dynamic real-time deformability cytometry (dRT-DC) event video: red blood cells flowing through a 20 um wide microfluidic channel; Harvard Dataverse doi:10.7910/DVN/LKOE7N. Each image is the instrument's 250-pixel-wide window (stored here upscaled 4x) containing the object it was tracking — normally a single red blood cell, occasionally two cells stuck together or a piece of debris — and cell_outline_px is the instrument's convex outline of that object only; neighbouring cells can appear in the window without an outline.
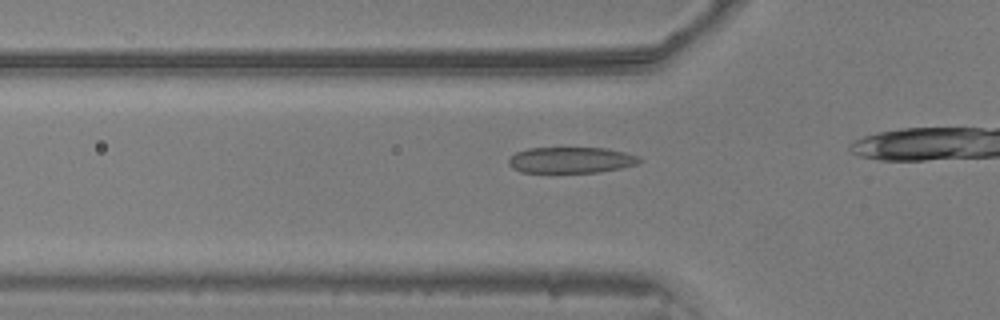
{"species": "common noctule bat (a hibernating species)", "species_latin": "Nyctalus noctula", "temperature_condition": "warm", "stored_images_in_passage": 13, "camera_frame_rate_fps": 3000, "um_per_image_px": 0.085, "animal": {"sex": "male", "body_mass_g": 20.5, "forearm_length_mm": 52.5}, "frame": {"image": 1, "passage_image": 8, "time_ms": 2.333, "image_size_px": [1000, 320], "cell_outline_px": [[644, 160], [636, 164], [620, 168], [600, 172], [520, 172], [512, 168], [508, 164], [508, 160], [516, 152], [528, 148], [608, 148], [640, 156]], "centroid_in_image_um": [48.55, 13.6], "position_along_channel_um": 77.2, "area_um2": 19.88}}
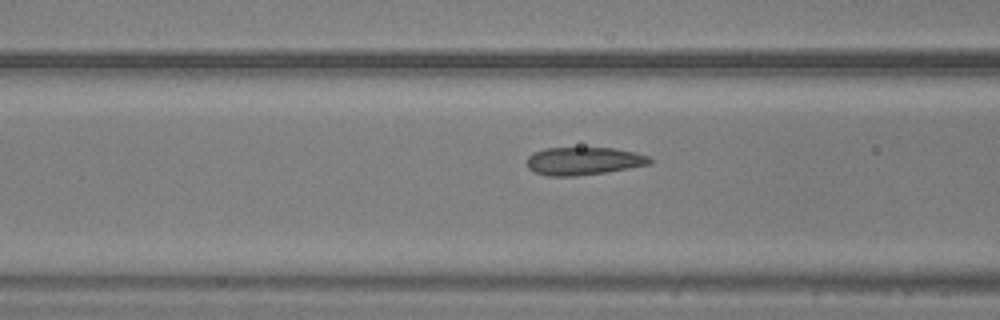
{"frame": {"image": 2, "passage_image": 11, "time_ms": 3.333, "image_size_px": [1000, 320], "cell_outline_px": [[652, 164], [608, 172], [576, 176], [548, 176], [536, 172], [528, 168], [528, 156], [532, 152], [544, 148], [612, 148], [636, 152], [648, 156], [652, 160]], "centroid_in_image_um": [49.63, 13.69], "position_along_channel_um": 117.0, "area_um2": 20.06}}